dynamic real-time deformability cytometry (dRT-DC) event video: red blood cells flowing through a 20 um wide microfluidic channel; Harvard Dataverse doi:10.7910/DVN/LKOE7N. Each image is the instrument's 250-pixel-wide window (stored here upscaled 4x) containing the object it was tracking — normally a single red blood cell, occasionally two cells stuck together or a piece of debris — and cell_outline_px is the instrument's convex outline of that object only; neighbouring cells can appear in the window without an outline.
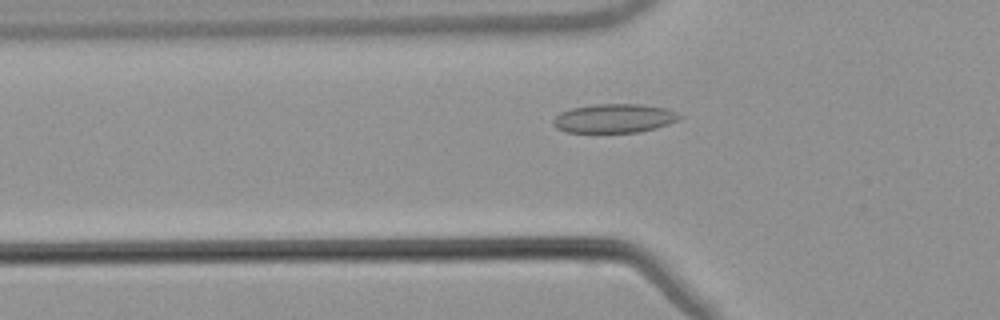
{"species": "common noctule bat (a hibernating species)", "species_latin": "Nyctalus noctula", "temperature_condition": "warm", "stored_images_in_passage": 51, "camera_frame_rate_fps": 3000, "um_per_image_px": 0.085, "animal": {"sex": "male", "body_mass_g": 21.5, "forearm_length_mm": 52.0}, "frame": {"image": 1, "passage_image": 16, "time_ms": 5.0, "image_size_px": [1000, 320], "cell_outline_px": [[684, 116], [668, 124], [656, 128], [636, 132], [568, 132], [556, 128], [552, 124], [552, 120], [560, 112], [572, 108], [592, 104], [640, 104], [664, 108], [676, 112]], "centroid_in_image_um": [52.18, 10.05], "position_along_channel_um": 73.6, "area_um2": 21.21}}
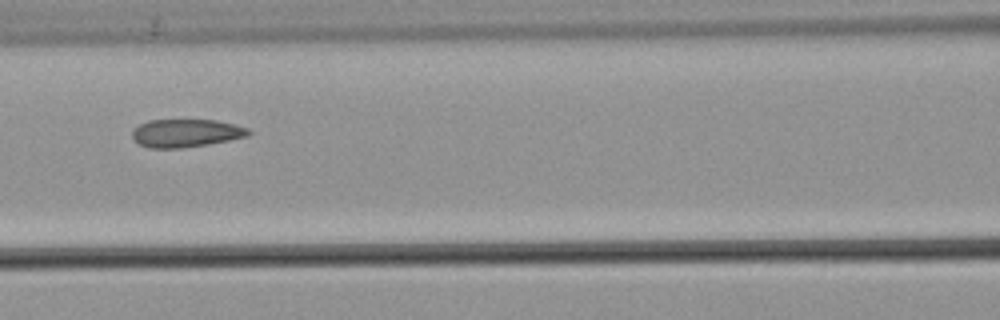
{"frame": {"image": 2, "passage_image": 22, "time_ms": 7.0, "image_size_px": [1000, 320], "cell_outline_px": [[252, 132], [248, 136], [208, 144], [180, 148], [148, 148], [140, 144], [132, 136], [132, 132], [140, 124], [148, 120], [216, 120], [248, 128]], "centroid_in_image_um": [15.81, 11.31], "position_along_channel_um": 150.8, "area_um2": 18.79}}
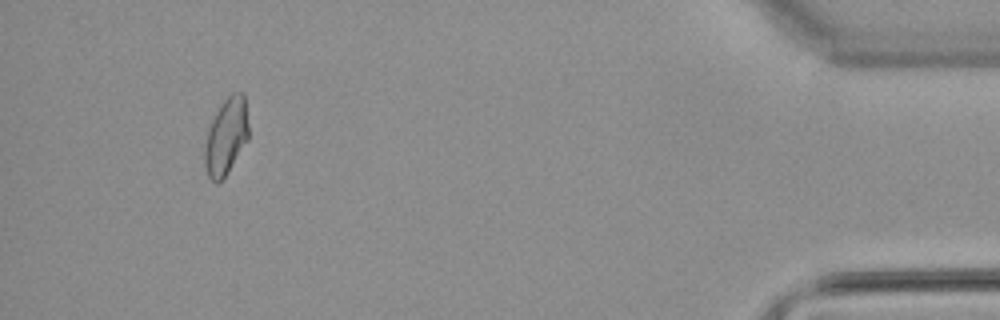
{"frame": {"image": 3, "passage_image": 48, "time_ms": 15.667, "image_size_px": [1000, 320], "cell_outline_px": [[248, 140], [228, 172], [216, 184], [208, 176], [204, 164], [204, 152], [208, 128], [220, 104], [232, 92], [244, 92], [248, 124]], "centroid_in_image_um": [19.22, 11.58], "position_along_channel_um": 416.0, "area_um2": 19.59}, "authors_computed_cell_mechanics": {"area_um2": 19.7676, "velocity_mm_per_s": 3.8317, "shape_relaxation_time_tau1_ms": null, "shape_relaxation_time_tau2_ms": 1.4863, "deformation_change_tau1": null, "deformation_change_tau2": 0.0812}}